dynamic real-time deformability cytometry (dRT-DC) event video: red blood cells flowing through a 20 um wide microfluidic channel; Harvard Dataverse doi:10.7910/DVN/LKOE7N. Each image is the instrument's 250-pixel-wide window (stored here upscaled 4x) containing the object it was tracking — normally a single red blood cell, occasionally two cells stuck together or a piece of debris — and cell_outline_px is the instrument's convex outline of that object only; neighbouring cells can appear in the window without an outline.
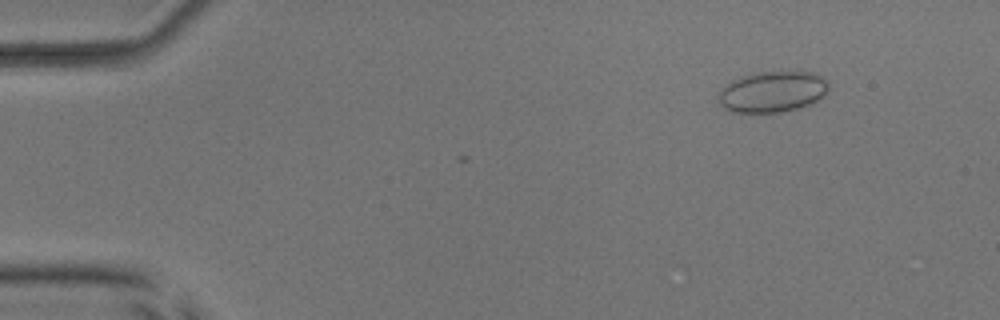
{"species": "common noctule bat (a hibernating species)", "species_latin": "Nyctalus noctula", "temperature_condition": "room temperature", "stored_images_in_passage": 5, "camera_frame_rate_fps": 3000, "um_per_image_px": 0.085, "animal": {"sex": "male", "body_mass_g": 17.9, "forearm_length_mm": 54.2}, "frame": {"image": 1, "passage_image": 2, "time_ms": 0.333, "image_size_px": [1000, 320], "cell_outline_px": [[828, 92], [820, 100], [800, 108], [780, 112], [732, 112], [724, 108], [716, 100], [716, 96], [732, 80], [756, 72], [816, 72], [828, 80]], "centroid_in_image_um": [65.7, 7.8], "position_along_channel_um": 19.3, "area_um2": 26.53}}